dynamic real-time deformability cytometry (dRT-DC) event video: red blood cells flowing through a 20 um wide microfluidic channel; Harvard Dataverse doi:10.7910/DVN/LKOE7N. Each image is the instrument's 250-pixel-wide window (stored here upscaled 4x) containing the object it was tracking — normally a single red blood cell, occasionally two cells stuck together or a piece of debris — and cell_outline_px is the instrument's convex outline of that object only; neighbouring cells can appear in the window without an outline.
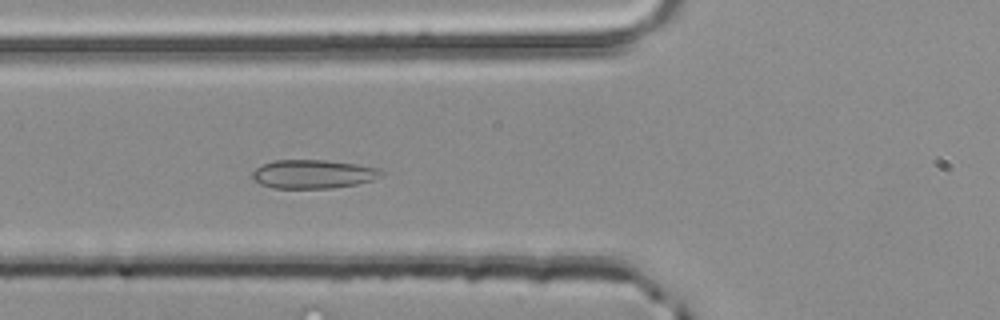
{"species": "common noctule bat (a hibernating species)", "species_latin": "Nyctalus noctula", "temperature_condition": "room temperature", "stored_images_in_passage": 42, "camera_frame_rate_fps": 3000, "um_per_image_px": 0.085, "animal": {"sex": "male", "body_mass_g": 20.4}, "frame": {"image": 1, "passage_image": 19, "time_ms": 6.0, "image_size_px": [1000, 320], "cell_outline_px": [[384, 172], [380, 176], [372, 180], [356, 184], [332, 188], [272, 188], [260, 184], [252, 180], [252, 172], [260, 164], [276, 160], [324, 160], [356, 164], [380, 168]], "centroid_in_image_um": [26.58, 14.79], "position_along_channel_um": 99.2, "area_um2": 21.68}}
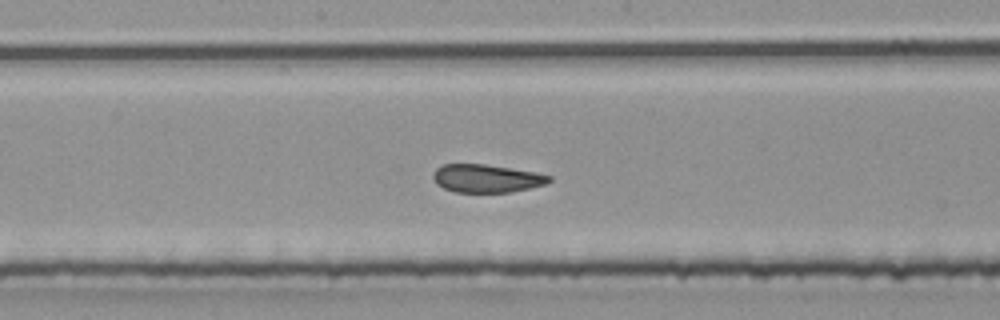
{"frame": {"image": 2, "passage_image": 27, "time_ms": 8.667, "image_size_px": [1000, 320], "cell_outline_px": [[552, 180], [544, 184], [528, 188], [508, 192], [456, 192], [444, 188], [436, 184], [432, 176], [436, 168], [444, 164], [484, 164], [536, 172], [552, 176]], "centroid_in_image_um": [41.34, 15.16], "position_along_channel_um": 206.9, "area_um2": 18.84}}
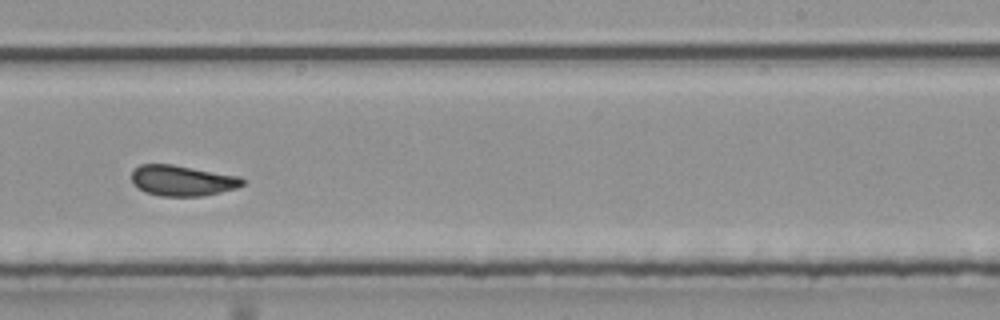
{"frame": {"image": 3, "passage_image": 32, "time_ms": 10.333, "image_size_px": [1000, 320], "cell_outline_px": [[244, 184], [236, 188], [220, 192], [200, 196], [160, 196], [144, 192], [132, 184], [132, 172], [140, 164], [172, 164], [240, 176], [244, 180]], "centroid_in_image_um": [15.48, 15.35], "position_along_channel_um": 273.5, "area_um2": 19.83}, "authors_computed_cell_mechanics": {"area_um2": 21.0103, "velocity_mm_per_s": 4.0311, "shape_relaxation_time_tau1_ms": null, "shape_relaxation_time_tau2_ms": 1.0905, "deformation_change_tau1": null, "deformation_change_tau2": 0.0701}}